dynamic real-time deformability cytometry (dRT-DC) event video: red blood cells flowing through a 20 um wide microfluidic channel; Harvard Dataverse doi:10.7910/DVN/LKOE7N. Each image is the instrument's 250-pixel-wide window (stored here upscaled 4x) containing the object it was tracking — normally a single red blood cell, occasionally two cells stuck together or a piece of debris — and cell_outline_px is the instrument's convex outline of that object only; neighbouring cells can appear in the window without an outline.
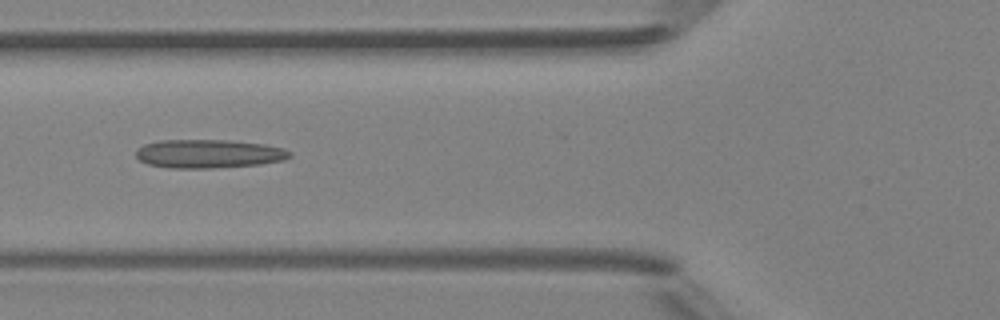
{"species": "Egyptian fruit bat (a non-hibernating species)", "species_latin": "Rousettus aegyptiacus", "temperature_condition": "room temperature", "stored_images_in_passage": 6, "camera_frame_rate_fps": 3000, "um_per_image_px": 0.085, "animal": {"sex": "female"}, "frame": {"image": 1, "passage_image": 5, "time_ms": 4.333, "image_size_px": [1000, 320], "cell_outline_px": [[292, 156], [284, 160], [260, 164], [212, 168], [168, 168], [148, 164], [140, 160], [136, 156], [136, 148], [144, 144], [160, 140], [224, 140], [264, 144], [284, 148], [292, 152]], "centroid_in_image_um": [17.73, 13.07], "position_along_channel_um": 108.1, "area_um2": 25.72}}